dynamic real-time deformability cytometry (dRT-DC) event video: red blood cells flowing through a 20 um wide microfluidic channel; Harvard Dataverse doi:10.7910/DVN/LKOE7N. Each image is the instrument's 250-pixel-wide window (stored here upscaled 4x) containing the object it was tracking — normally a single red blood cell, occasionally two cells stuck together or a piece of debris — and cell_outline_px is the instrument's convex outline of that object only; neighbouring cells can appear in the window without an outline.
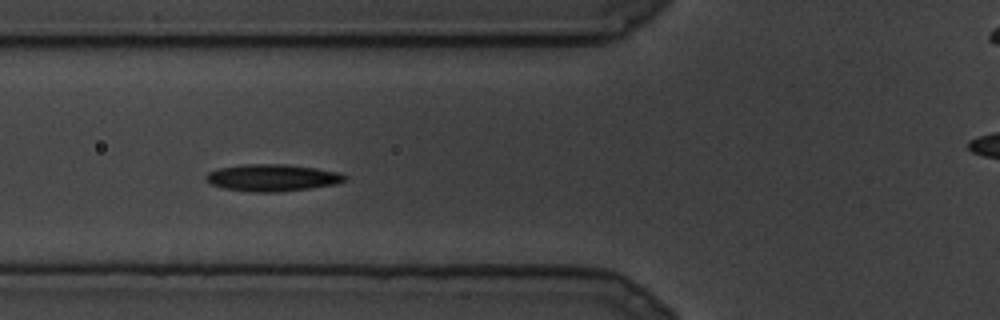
{"species": "common noctule bat (a hibernating species)", "species_latin": "Nyctalus noctula", "temperature_condition": "cold", "stored_images_in_passage": 9, "camera_frame_rate_fps": 3000, "um_per_image_px": 0.085, "animal": {"sex": "male", "body_mass_g": 19.5, "forearm_length_mm": 54.6}, "frame": {"image": 1, "passage_image": 6, "time_ms": 1.667, "image_size_px": [1000, 320], "cell_outline_px": [[348, 176], [344, 180], [336, 184], [280, 192], [248, 192], [224, 188], [212, 184], [204, 176], [208, 172], [220, 168], [240, 164], [284, 164], [316, 168], [340, 172]], "centroid_in_image_um": [23.15, 15.1], "position_along_channel_um": 102.7, "area_um2": 21.79}}
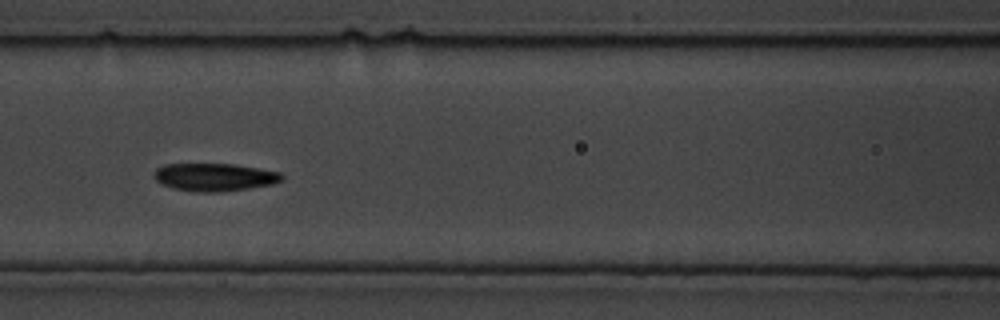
{"frame": {"image": 2, "passage_image": 8, "time_ms": 2.333, "image_size_px": [1000, 320], "cell_outline_px": [[284, 180], [272, 184], [248, 188], [220, 192], [196, 192], [172, 188], [156, 180], [152, 176], [156, 168], [164, 164], [232, 164], [280, 172], [284, 176]], "centroid_in_image_um": [18.22, 15.05], "position_along_channel_um": 148.4, "area_um2": 20.69}}